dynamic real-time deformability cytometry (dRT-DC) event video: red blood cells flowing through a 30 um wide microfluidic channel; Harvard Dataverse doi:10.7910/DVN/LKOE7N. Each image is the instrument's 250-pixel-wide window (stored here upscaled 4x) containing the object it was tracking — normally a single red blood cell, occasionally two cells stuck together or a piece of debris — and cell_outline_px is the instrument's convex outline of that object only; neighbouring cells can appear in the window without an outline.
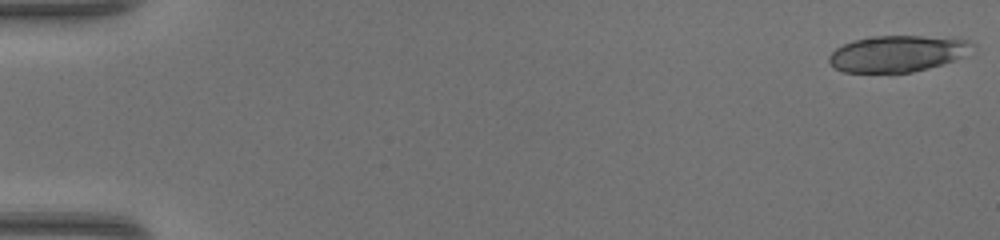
{"species": "common noctule bat (a hibernating species)", "species_latin": "Nyctalus noctula", "temperature_condition": "warm", "stored_images_in_passage": 18, "camera_frame_rate_fps": 3000, "um_per_image_px": 0.085, "animal": {"sex": "female", "body_mass_g": 17.0, "forearm_length_mm": 48.0}, "frame": {"image": 1, "passage_image": 1, "time_ms": 0.0, "image_size_px": [1000, 240], "cell_outline_px": [[976, 44], [964, 56], [956, 60], [928, 68], [912, 72], [844, 72], [836, 68], [828, 60], [828, 56], [836, 48], [852, 40], [868, 36], [960, 36], [972, 40]], "centroid_in_image_um": [76.38, 4.52], "position_along_channel_um": 8.6, "area_um2": 30.92}}
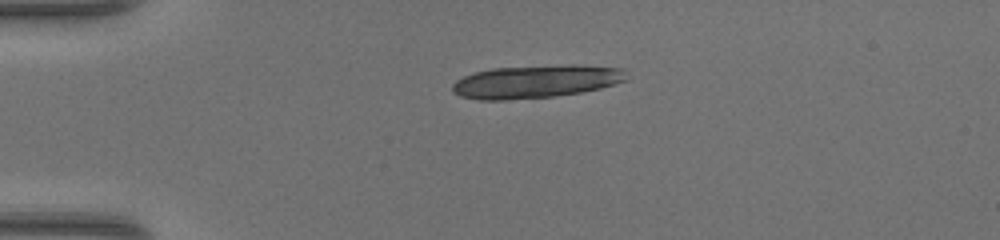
{"frame": {"image": 2, "passage_image": 12, "time_ms": 3.667, "image_size_px": [1000, 240], "cell_outline_px": [[628, 80], [600, 88], [580, 92], [556, 96], [504, 100], [480, 100], [460, 96], [452, 92], [452, 84], [456, 80], [464, 76], [476, 72], [492, 68], [572, 64], [576, 64], [624, 68]], "centroid_in_image_um": [45.56, 6.92], "position_along_channel_um": 39.4, "area_um2": 33.64}}